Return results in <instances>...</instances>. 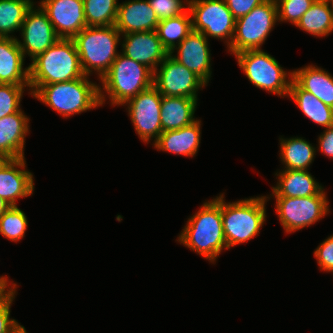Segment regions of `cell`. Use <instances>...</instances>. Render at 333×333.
<instances>
[{"instance_id": "obj_1", "label": "cell", "mask_w": 333, "mask_h": 333, "mask_svg": "<svg viewBox=\"0 0 333 333\" xmlns=\"http://www.w3.org/2000/svg\"><path fill=\"white\" fill-rule=\"evenodd\" d=\"M204 202L197 213L188 218L178 242L210 262H215L223 249H228L221 216V195Z\"/></svg>"}, {"instance_id": "obj_2", "label": "cell", "mask_w": 333, "mask_h": 333, "mask_svg": "<svg viewBox=\"0 0 333 333\" xmlns=\"http://www.w3.org/2000/svg\"><path fill=\"white\" fill-rule=\"evenodd\" d=\"M88 76L68 82L47 85H30V95L67 118L100 105L99 87Z\"/></svg>"}, {"instance_id": "obj_3", "label": "cell", "mask_w": 333, "mask_h": 333, "mask_svg": "<svg viewBox=\"0 0 333 333\" xmlns=\"http://www.w3.org/2000/svg\"><path fill=\"white\" fill-rule=\"evenodd\" d=\"M29 67V85L68 82L85 76L72 38H60L38 54Z\"/></svg>"}, {"instance_id": "obj_4", "label": "cell", "mask_w": 333, "mask_h": 333, "mask_svg": "<svg viewBox=\"0 0 333 333\" xmlns=\"http://www.w3.org/2000/svg\"><path fill=\"white\" fill-rule=\"evenodd\" d=\"M154 72L121 52L112 63L108 72L100 79L103 88L99 87L100 105L105 103L107 92L111 105H123L140 92L153 86Z\"/></svg>"}, {"instance_id": "obj_5", "label": "cell", "mask_w": 333, "mask_h": 333, "mask_svg": "<svg viewBox=\"0 0 333 333\" xmlns=\"http://www.w3.org/2000/svg\"><path fill=\"white\" fill-rule=\"evenodd\" d=\"M121 33L114 25L86 26L72 39L75 43L83 72L89 76L93 69L101 79L110 69L119 54Z\"/></svg>"}, {"instance_id": "obj_6", "label": "cell", "mask_w": 333, "mask_h": 333, "mask_svg": "<svg viewBox=\"0 0 333 333\" xmlns=\"http://www.w3.org/2000/svg\"><path fill=\"white\" fill-rule=\"evenodd\" d=\"M267 198L261 196L226 203L221 194V216L228 249L258 235L266 220Z\"/></svg>"}, {"instance_id": "obj_7", "label": "cell", "mask_w": 333, "mask_h": 333, "mask_svg": "<svg viewBox=\"0 0 333 333\" xmlns=\"http://www.w3.org/2000/svg\"><path fill=\"white\" fill-rule=\"evenodd\" d=\"M235 56L250 83L279 97L288 96L293 72L287 74L274 57L262 49L242 51Z\"/></svg>"}, {"instance_id": "obj_8", "label": "cell", "mask_w": 333, "mask_h": 333, "mask_svg": "<svg viewBox=\"0 0 333 333\" xmlns=\"http://www.w3.org/2000/svg\"><path fill=\"white\" fill-rule=\"evenodd\" d=\"M277 21V4L271 0L264 1L247 15L237 18L229 52L235 55L246 50L261 49Z\"/></svg>"}, {"instance_id": "obj_9", "label": "cell", "mask_w": 333, "mask_h": 333, "mask_svg": "<svg viewBox=\"0 0 333 333\" xmlns=\"http://www.w3.org/2000/svg\"><path fill=\"white\" fill-rule=\"evenodd\" d=\"M192 16V30L206 38L226 39L231 45L235 32V18L225 0H186ZM228 38V39H227Z\"/></svg>"}, {"instance_id": "obj_10", "label": "cell", "mask_w": 333, "mask_h": 333, "mask_svg": "<svg viewBox=\"0 0 333 333\" xmlns=\"http://www.w3.org/2000/svg\"><path fill=\"white\" fill-rule=\"evenodd\" d=\"M276 212L286 233L310 226L329 213V201L324 189L309 197H275Z\"/></svg>"}, {"instance_id": "obj_11", "label": "cell", "mask_w": 333, "mask_h": 333, "mask_svg": "<svg viewBox=\"0 0 333 333\" xmlns=\"http://www.w3.org/2000/svg\"><path fill=\"white\" fill-rule=\"evenodd\" d=\"M155 69L153 86L162 96L197 99V91L207 86L193 71H190L171 54Z\"/></svg>"}, {"instance_id": "obj_12", "label": "cell", "mask_w": 333, "mask_h": 333, "mask_svg": "<svg viewBox=\"0 0 333 333\" xmlns=\"http://www.w3.org/2000/svg\"><path fill=\"white\" fill-rule=\"evenodd\" d=\"M161 100L162 95L151 86L124 103L128 104V114L136 133L146 143L152 138L155 143L162 133Z\"/></svg>"}, {"instance_id": "obj_13", "label": "cell", "mask_w": 333, "mask_h": 333, "mask_svg": "<svg viewBox=\"0 0 333 333\" xmlns=\"http://www.w3.org/2000/svg\"><path fill=\"white\" fill-rule=\"evenodd\" d=\"M38 8L36 9L33 4L27 11L25 20L20 29L23 42L17 38L24 58L25 55L28 54L31 60L38 54L45 52L60 39L47 13L40 5Z\"/></svg>"}, {"instance_id": "obj_14", "label": "cell", "mask_w": 333, "mask_h": 333, "mask_svg": "<svg viewBox=\"0 0 333 333\" xmlns=\"http://www.w3.org/2000/svg\"><path fill=\"white\" fill-rule=\"evenodd\" d=\"M40 6L60 38H73L87 26L83 0H41Z\"/></svg>"}, {"instance_id": "obj_15", "label": "cell", "mask_w": 333, "mask_h": 333, "mask_svg": "<svg viewBox=\"0 0 333 333\" xmlns=\"http://www.w3.org/2000/svg\"><path fill=\"white\" fill-rule=\"evenodd\" d=\"M122 54L153 72L169 55L156 30L123 34Z\"/></svg>"}, {"instance_id": "obj_16", "label": "cell", "mask_w": 333, "mask_h": 333, "mask_svg": "<svg viewBox=\"0 0 333 333\" xmlns=\"http://www.w3.org/2000/svg\"><path fill=\"white\" fill-rule=\"evenodd\" d=\"M208 39L203 33L192 30L187 37L176 47L177 56L172 57L193 71L205 84L211 77V54L208 48Z\"/></svg>"}, {"instance_id": "obj_17", "label": "cell", "mask_w": 333, "mask_h": 333, "mask_svg": "<svg viewBox=\"0 0 333 333\" xmlns=\"http://www.w3.org/2000/svg\"><path fill=\"white\" fill-rule=\"evenodd\" d=\"M25 158L6 159L0 166V197L11 206H17L18 198L33 194L34 177L25 170ZM19 169H18V168Z\"/></svg>"}, {"instance_id": "obj_18", "label": "cell", "mask_w": 333, "mask_h": 333, "mask_svg": "<svg viewBox=\"0 0 333 333\" xmlns=\"http://www.w3.org/2000/svg\"><path fill=\"white\" fill-rule=\"evenodd\" d=\"M159 23L148 0H129L120 4L115 27L121 35L156 30Z\"/></svg>"}, {"instance_id": "obj_19", "label": "cell", "mask_w": 333, "mask_h": 333, "mask_svg": "<svg viewBox=\"0 0 333 333\" xmlns=\"http://www.w3.org/2000/svg\"><path fill=\"white\" fill-rule=\"evenodd\" d=\"M19 110L0 119V153L7 159L24 157L25 137L29 133V120Z\"/></svg>"}, {"instance_id": "obj_20", "label": "cell", "mask_w": 333, "mask_h": 333, "mask_svg": "<svg viewBox=\"0 0 333 333\" xmlns=\"http://www.w3.org/2000/svg\"><path fill=\"white\" fill-rule=\"evenodd\" d=\"M16 37H0V83L29 85V67Z\"/></svg>"}, {"instance_id": "obj_21", "label": "cell", "mask_w": 333, "mask_h": 333, "mask_svg": "<svg viewBox=\"0 0 333 333\" xmlns=\"http://www.w3.org/2000/svg\"><path fill=\"white\" fill-rule=\"evenodd\" d=\"M200 125L201 121L196 119L192 124L180 129L164 131L153 146L161 151L194 157L201 140Z\"/></svg>"}, {"instance_id": "obj_22", "label": "cell", "mask_w": 333, "mask_h": 333, "mask_svg": "<svg viewBox=\"0 0 333 333\" xmlns=\"http://www.w3.org/2000/svg\"><path fill=\"white\" fill-rule=\"evenodd\" d=\"M278 182L272 187L274 197H309L318 195L324 188L316 182L308 170H283L278 174Z\"/></svg>"}, {"instance_id": "obj_23", "label": "cell", "mask_w": 333, "mask_h": 333, "mask_svg": "<svg viewBox=\"0 0 333 333\" xmlns=\"http://www.w3.org/2000/svg\"><path fill=\"white\" fill-rule=\"evenodd\" d=\"M197 100L187 97L162 96L160 113L162 132L177 130L195 122L194 113Z\"/></svg>"}, {"instance_id": "obj_24", "label": "cell", "mask_w": 333, "mask_h": 333, "mask_svg": "<svg viewBox=\"0 0 333 333\" xmlns=\"http://www.w3.org/2000/svg\"><path fill=\"white\" fill-rule=\"evenodd\" d=\"M293 80L324 104L333 108V77L324 69L308 65L292 71Z\"/></svg>"}, {"instance_id": "obj_25", "label": "cell", "mask_w": 333, "mask_h": 333, "mask_svg": "<svg viewBox=\"0 0 333 333\" xmlns=\"http://www.w3.org/2000/svg\"><path fill=\"white\" fill-rule=\"evenodd\" d=\"M288 96L313 122L324 128L333 126V108L324 104L310 92L303 90L294 80L291 82Z\"/></svg>"}, {"instance_id": "obj_26", "label": "cell", "mask_w": 333, "mask_h": 333, "mask_svg": "<svg viewBox=\"0 0 333 333\" xmlns=\"http://www.w3.org/2000/svg\"><path fill=\"white\" fill-rule=\"evenodd\" d=\"M280 159L283 170H308L314 160L316 148L301 137L280 138Z\"/></svg>"}, {"instance_id": "obj_27", "label": "cell", "mask_w": 333, "mask_h": 333, "mask_svg": "<svg viewBox=\"0 0 333 333\" xmlns=\"http://www.w3.org/2000/svg\"><path fill=\"white\" fill-rule=\"evenodd\" d=\"M296 27L313 36H328L333 31V9L329 1H315Z\"/></svg>"}, {"instance_id": "obj_28", "label": "cell", "mask_w": 333, "mask_h": 333, "mask_svg": "<svg viewBox=\"0 0 333 333\" xmlns=\"http://www.w3.org/2000/svg\"><path fill=\"white\" fill-rule=\"evenodd\" d=\"M191 31L192 16L189 9L177 17L160 20L156 29L162 45L169 54L174 53L176 44H180Z\"/></svg>"}, {"instance_id": "obj_29", "label": "cell", "mask_w": 333, "mask_h": 333, "mask_svg": "<svg viewBox=\"0 0 333 333\" xmlns=\"http://www.w3.org/2000/svg\"><path fill=\"white\" fill-rule=\"evenodd\" d=\"M32 0H0V37H12V32L20 31Z\"/></svg>"}, {"instance_id": "obj_30", "label": "cell", "mask_w": 333, "mask_h": 333, "mask_svg": "<svg viewBox=\"0 0 333 333\" xmlns=\"http://www.w3.org/2000/svg\"><path fill=\"white\" fill-rule=\"evenodd\" d=\"M118 0H83L84 14L87 26L115 25Z\"/></svg>"}, {"instance_id": "obj_31", "label": "cell", "mask_w": 333, "mask_h": 333, "mask_svg": "<svg viewBox=\"0 0 333 333\" xmlns=\"http://www.w3.org/2000/svg\"><path fill=\"white\" fill-rule=\"evenodd\" d=\"M27 226V217L18 206H10L0 217V234L14 242L25 236Z\"/></svg>"}, {"instance_id": "obj_32", "label": "cell", "mask_w": 333, "mask_h": 333, "mask_svg": "<svg viewBox=\"0 0 333 333\" xmlns=\"http://www.w3.org/2000/svg\"><path fill=\"white\" fill-rule=\"evenodd\" d=\"M25 87L30 85L0 83V119L21 110L20 101Z\"/></svg>"}, {"instance_id": "obj_33", "label": "cell", "mask_w": 333, "mask_h": 333, "mask_svg": "<svg viewBox=\"0 0 333 333\" xmlns=\"http://www.w3.org/2000/svg\"><path fill=\"white\" fill-rule=\"evenodd\" d=\"M314 2L315 0H278L276 2L278 21H288L296 26Z\"/></svg>"}, {"instance_id": "obj_34", "label": "cell", "mask_w": 333, "mask_h": 333, "mask_svg": "<svg viewBox=\"0 0 333 333\" xmlns=\"http://www.w3.org/2000/svg\"><path fill=\"white\" fill-rule=\"evenodd\" d=\"M148 2L159 21L177 17L189 9L185 5L186 2L181 0H148Z\"/></svg>"}, {"instance_id": "obj_35", "label": "cell", "mask_w": 333, "mask_h": 333, "mask_svg": "<svg viewBox=\"0 0 333 333\" xmlns=\"http://www.w3.org/2000/svg\"><path fill=\"white\" fill-rule=\"evenodd\" d=\"M16 286L0 302V333H18L24 326L10 318V308L16 294Z\"/></svg>"}, {"instance_id": "obj_36", "label": "cell", "mask_w": 333, "mask_h": 333, "mask_svg": "<svg viewBox=\"0 0 333 333\" xmlns=\"http://www.w3.org/2000/svg\"><path fill=\"white\" fill-rule=\"evenodd\" d=\"M314 256L321 270L333 272V235L314 250Z\"/></svg>"}, {"instance_id": "obj_37", "label": "cell", "mask_w": 333, "mask_h": 333, "mask_svg": "<svg viewBox=\"0 0 333 333\" xmlns=\"http://www.w3.org/2000/svg\"><path fill=\"white\" fill-rule=\"evenodd\" d=\"M266 0H225L235 19L247 15L253 8Z\"/></svg>"}, {"instance_id": "obj_38", "label": "cell", "mask_w": 333, "mask_h": 333, "mask_svg": "<svg viewBox=\"0 0 333 333\" xmlns=\"http://www.w3.org/2000/svg\"><path fill=\"white\" fill-rule=\"evenodd\" d=\"M325 129L318 138L319 150L324 155L333 158V126Z\"/></svg>"}, {"instance_id": "obj_39", "label": "cell", "mask_w": 333, "mask_h": 333, "mask_svg": "<svg viewBox=\"0 0 333 333\" xmlns=\"http://www.w3.org/2000/svg\"><path fill=\"white\" fill-rule=\"evenodd\" d=\"M7 278V276L0 277V302L17 286L16 283L10 284Z\"/></svg>"}, {"instance_id": "obj_40", "label": "cell", "mask_w": 333, "mask_h": 333, "mask_svg": "<svg viewBox=\"0 0 333 333\" xmlns=\"http://www.w3.org/2000/svg\"><path fill=\"white\" fill-rule=\"evenodd\" d=\"M11 205L0 197V217L7 211Z\"/></svg>"}, {"instance_id": "obj_41", "label": "cell", "mask_w": 333, "mask_h": 333, "mask_svg": "<svg viewBox=\"0 0 333 333\" xmlns=\"http://www.w3.org/2000/svg\"><path fill=\"white\" fill-rule=\"evenodd\" d=\"M7 158H5L1 153H0V166L5 162Z\"/></svg>"}, {"instance_id": "obj_42", "label": "cell", "mask_w": 333, "mask_h": 333, "mask_svg": "<svg viewBox=\"0 0 333 333\" xmlns=\"http://www.w3.org/2000/svg\"><path fill=\"white\" fill-rule=\"evenodd\" d=\"M18 333H28V332L25 330V327H23Z\"/></svg>"}, {"instance_id": "obj_43", "label": "cell", "mask_w": 333, "mask_h": 333, "mask_svg": "<svg viewBox=\"0 0 333 333\" xmlns=\"http://www.w3.org/2000/svg\"><path fill=\"white\" fill-rule=\"evenodd\" d=\"M329 1V3H330V6L332 7V9H333V0H328Z\"/></svg>"}]
</instances>
